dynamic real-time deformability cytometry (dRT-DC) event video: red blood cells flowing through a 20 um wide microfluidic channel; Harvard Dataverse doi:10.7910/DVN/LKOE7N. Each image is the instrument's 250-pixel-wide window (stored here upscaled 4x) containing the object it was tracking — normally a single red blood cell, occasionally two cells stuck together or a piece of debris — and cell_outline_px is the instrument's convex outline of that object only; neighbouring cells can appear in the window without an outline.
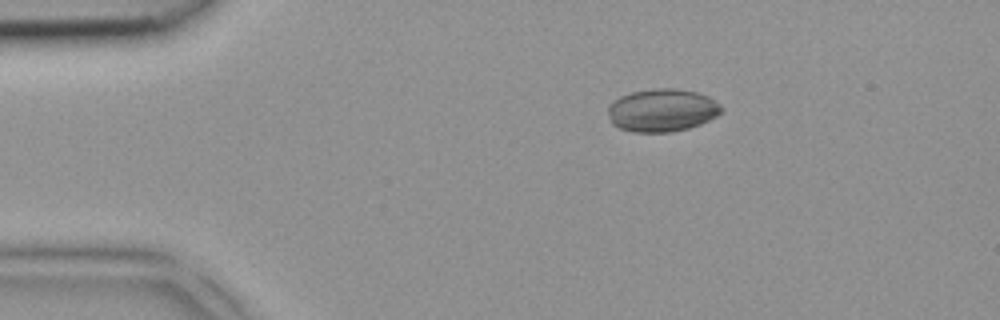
{"species": "common noctule bat (a hibernating species)", "species_latin": "Nyctalus noctula", "temperature_condition": "room temperature", "stored_images_in_passage": 3, "camera_frame_rate_fps": 3000, "um_per_image_px": 0.085, "animal": {"sex": "female", "body_mass_g": 18.4}, "frame": {"image": 1, "passage_image": 1, "time_ms": 0.0, "image_size_px": [1000, 320], "cell_outline_px": [[724, 108], [716, 116], [700, 124], [688, 128], [672, 132], [632, 132], [620, 128], [612, 124], [608, 116], [608, 104], [620, 96], [632, 92], [656, 88], [676, 88], [696, 92], [708, 96], [716, 100]], "centroid_in_image_um": [56.27, 9.37], "position_along_channel_um": 28.7, "area_um2": 28.5}}
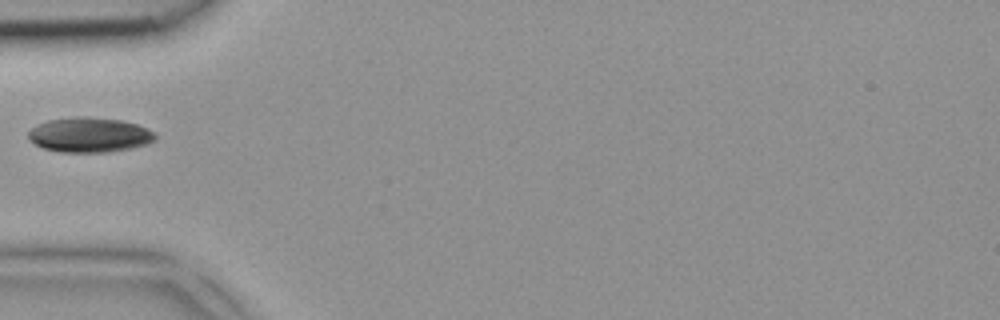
{"frame": {"image": 2, "passage_image": 3, "time_ms": 0.667, "image_size_px": [1000, 320], "cell_outline_px": [[156, 136], [152, 140], [144, 144], [132, 148], [108, 152], [60, 152], [44, 148], [28, 140], [28, 132], [36, 124], [48, 120], [76, 116], [88, 116], [120, 120], [136, 124], [148, 128], [156, 132]], "centroid_in_image_um": [7.58, 11.45], "position_along_channel_um": 77.4, "area_um2": 25.84}}